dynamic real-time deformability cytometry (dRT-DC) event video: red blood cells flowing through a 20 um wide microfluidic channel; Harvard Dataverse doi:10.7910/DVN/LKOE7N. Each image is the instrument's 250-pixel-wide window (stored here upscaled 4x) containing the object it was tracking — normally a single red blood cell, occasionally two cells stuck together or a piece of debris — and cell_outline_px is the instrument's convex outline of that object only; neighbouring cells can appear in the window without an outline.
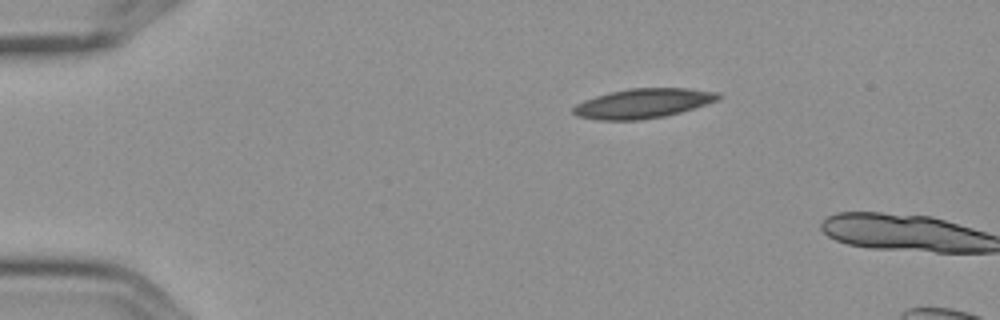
{"species": "Egyptian fruit bat (a non-hibernating species)", "species_latin": "Rousettus aegyptiacus", "temperature_condition": "cold", "stored_images_in_passage": 2, "camera_frame_rate_fps": 3000, "um_per_image_px": 0.085, "frame": {"image": 1, "passage_image": 1, "time_ms": 0.0, "image_size_px": [1000, 320], "cell_outline_px": [[720, 100], [680, 112], [664, 116], [640, 120], [596, 120], [576, 116], [572, 112], [572, 108], [576, 104], [584, 100], [608, 92], [628, 88], [688, 88], [720, 92]], "centroid_in_image_um": [54.65, 8.78], "position_along_channel_um": 30.4, "area_um2": 25.2}}